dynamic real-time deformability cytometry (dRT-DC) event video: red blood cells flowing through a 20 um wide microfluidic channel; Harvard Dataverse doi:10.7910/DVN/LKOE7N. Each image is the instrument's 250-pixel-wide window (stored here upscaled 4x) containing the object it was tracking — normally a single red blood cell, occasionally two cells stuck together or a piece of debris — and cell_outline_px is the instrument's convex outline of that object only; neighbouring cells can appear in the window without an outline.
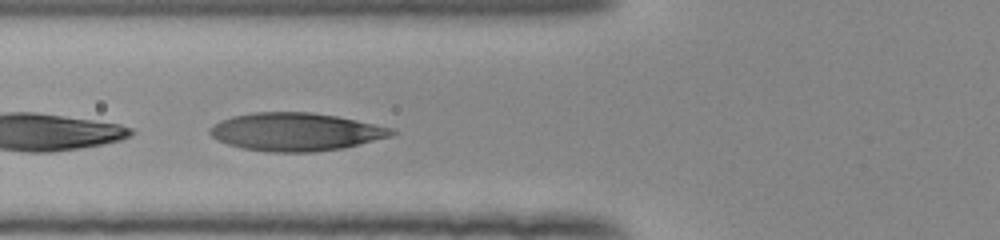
{"species": "human", "species_latin": "Homo sapiens", "temperature_condition": "room temperature", "stored_images_in_passage": 20, "camera_frame_rate_fps": 3000, "um_per_image_px": 0.085, "donor": {"sex": "female"}, "frame": {"image": 1, "passage_image": 9, "time_ms": 2.667, "image_size_px": [1000, 240], "cell_outline_px": [[396, 132], [392, 136], [344, 148], [312, 152], [272, 152], [240, 148], [216, 140], [208, 132], [208, 128], [220, 120], [232, 116], [252, 112], [312, 112], [336, 116], [356, 120], [392, 128]], "centroid_in_image_um": [25.1, 11.2], "position_along_channel_um": 100.7, "area_um2": 40.4}}
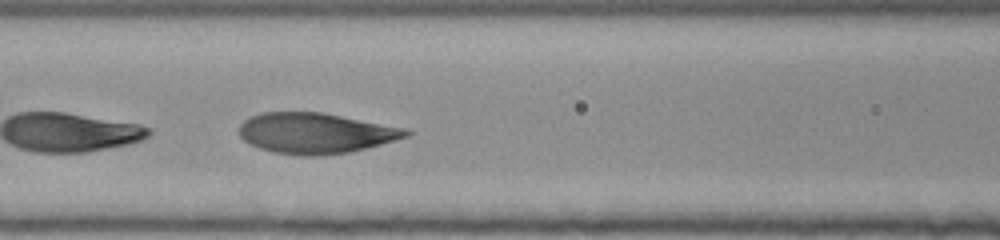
{"frame": {"image": 2, "passage_image": 12, "time_ms": 3.667, "image_size_px": [1000, 240], "cell_outline_px": [[412, 132], [408, 136], [380, 144], [348, 152], [312, 156], [300, 156], [272, 152], [260, 148], [244, 140], [240, 136], [240, 124], [244, 120], [260, 112], [324, 112], [404, 128]], "centroid_in_image_um": [26.79, 11.31], "position_along_channel_um": 139.8, "area_um2": 39.19}}